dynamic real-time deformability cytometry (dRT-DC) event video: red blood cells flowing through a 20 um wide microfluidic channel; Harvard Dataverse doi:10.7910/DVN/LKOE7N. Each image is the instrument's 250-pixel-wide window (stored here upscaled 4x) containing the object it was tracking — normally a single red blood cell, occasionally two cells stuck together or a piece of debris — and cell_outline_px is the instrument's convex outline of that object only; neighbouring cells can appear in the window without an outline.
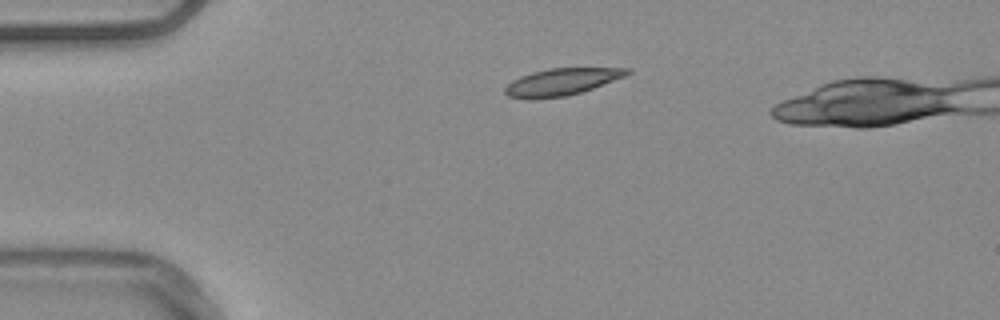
{"species": "common noctule bat (a hibernating species)", "species_latin": "Nyctalus noctula", "temperature_condition": "warm", "stored_images_in_passage": 38, "camera_frame_rate_fps": 3000, "um_per_image_px": 0.085, "animal": {"sex": "male", "body_mass_g": 20.4}, "frame": {"image": 1, "passage_image": 1, "time_ms": 0.0, "image_size_px": [1000, 320], "cell_outline_px": [[632, 72], [624, 76], [592, 88], [580, 92], [564, 96], [532, 100], [528, 100], [508, 96], [504, 92], [504, 88], [512, 80], [520, 76], [532, 72], [548, 68], [632, 68]], "centroid_in_image_um": [47.68, 6.96], "position_along_channel_um": 37.3, "area_um2": 19.19}}
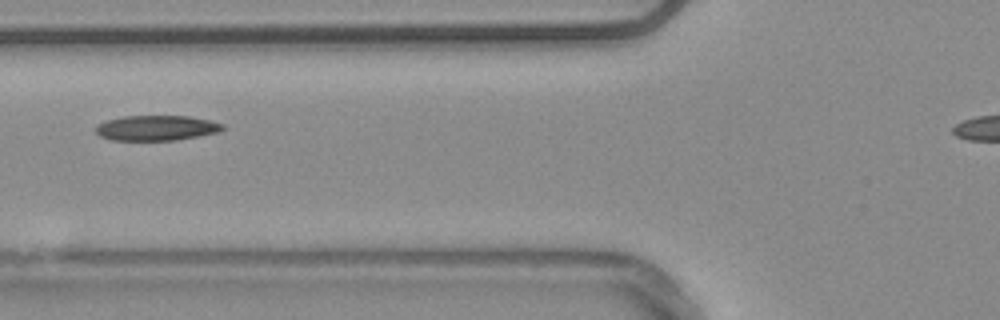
{"frame": {"image": 2, "passage_image": 10, "time_ms": 3.0, "image_size_px": [1000, 320], "cell_outline_px": [[224, 128], [216, 132], [176, 140], [112, 140], [100, 136], [96, 132], [96, 124], [108, 120], [124, 116], [188, 116], [208, 120], [224, 124]], "centroid_in_image_um": [13.26, 10.87], "position_along_channel_um": 112.5, "area_um2": 18.38}}
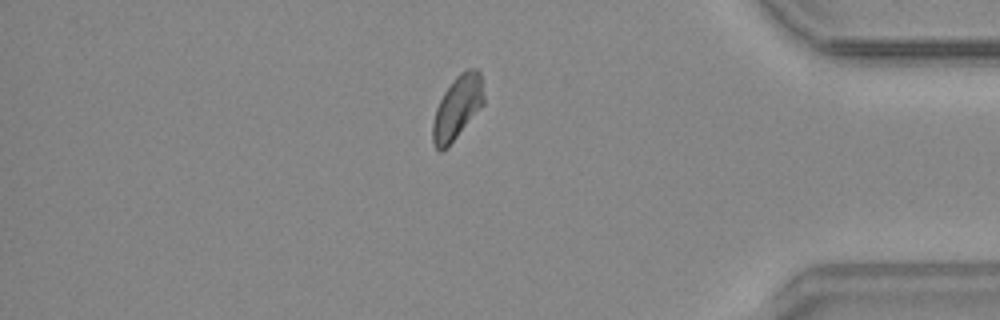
{"frame": {"image": 3, "passage_image": 35, "time_ms": 11.333, "image_size_px": [1000, 320], "cell_outline_px": [[484, 104], [448, 148], [440, 152], [436, 148], [432, 140], [432, 124], [436, 108], [444, 92], [452, 80], [460, 72], [468, 68], [476, 68], [480, 72], [484, 96]], "centroid_in_image_um": [38.87, 9.15], "position_along_channel_um": 396.3, "area_um2": 19.02}}